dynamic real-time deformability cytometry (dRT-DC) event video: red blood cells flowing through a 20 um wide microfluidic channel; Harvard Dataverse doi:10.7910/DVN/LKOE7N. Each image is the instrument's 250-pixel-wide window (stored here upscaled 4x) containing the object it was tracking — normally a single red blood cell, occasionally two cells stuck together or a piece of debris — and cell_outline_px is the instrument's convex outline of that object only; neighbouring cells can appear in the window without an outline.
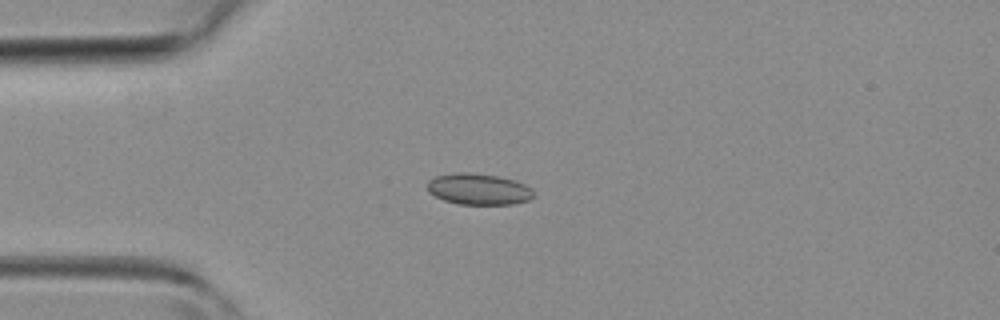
{"species": "common noctule bat (a hibernating species)", "species_latin": "Nyctalus noctula", "temperature_condition": "room temperature", "stored_images_in_passage": 33, "camera_frame_rate_fps": 3000, "um_per_image_px": 0.085, "animal": {"sex": "female", "body_mass_g": 19.3, "forearm_length_mm": 54.1}, "frame": {"image": 1, "passage_image": 4, "time_ms": 1.0, "image_size_px": [1000, 320], "cell_outline_px": [[532, 196], [528, 200], [512, 204], [456, 204], [444, 200], [428, 192], [428, 180], [436, 176], [456, 172], [468, 172], [500, 176], [524, 184], [532, 192]], "centroid_in_image_um": [40.62, 16.07], "position_along_channel_um": 44.4, "area_um2": 19.13}}
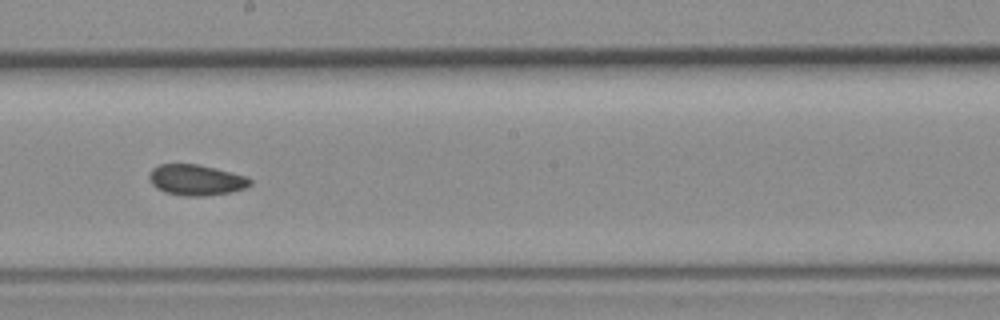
{"frame": {"image": 2, "passage_image": 17, "time_ms": 5.333, "image_size_px": [1000, 320], "cell_outline_px": [[252, 184], [244, 188], [232, 192], [204, 196], [184, 196], [164, 192], [156, 188], [152, 184], [148, 176], [152, 168], [160, 164], [200, 164], [248, 176], [252, 180]], "centroid_in_image_um": [16.68, 15.29], "position_along_channel_um": 231.5, "area_um2": 18.32}}
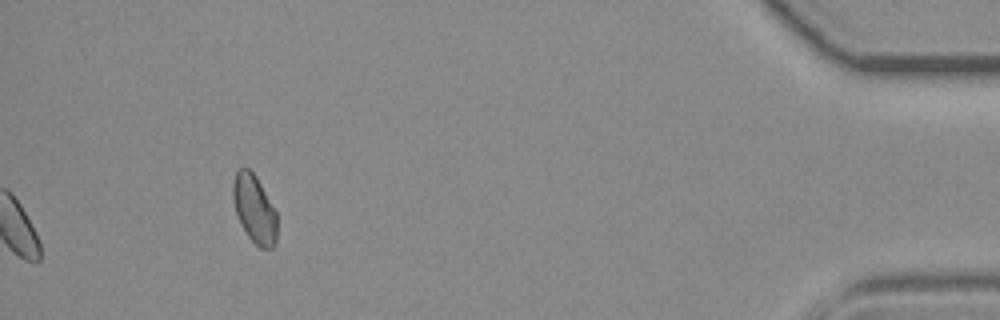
{"frame": {"image": 3, "passage_image": 33, "time_ms": 10.667, "image_size_px": [1000, 320], "cell_outline_px": [[276, 244], [272, 248], [260, 248], [248, 236], [240, 224], [236, 212], [232, 196], [232, 184], [236, 172], [240, 168], [248, 168], [256, 176], [276, 212]], "centroid_in_image_um": [21.61, 17.77], "position_along_channel_um": 413.6, "area_um2": 17.34}}